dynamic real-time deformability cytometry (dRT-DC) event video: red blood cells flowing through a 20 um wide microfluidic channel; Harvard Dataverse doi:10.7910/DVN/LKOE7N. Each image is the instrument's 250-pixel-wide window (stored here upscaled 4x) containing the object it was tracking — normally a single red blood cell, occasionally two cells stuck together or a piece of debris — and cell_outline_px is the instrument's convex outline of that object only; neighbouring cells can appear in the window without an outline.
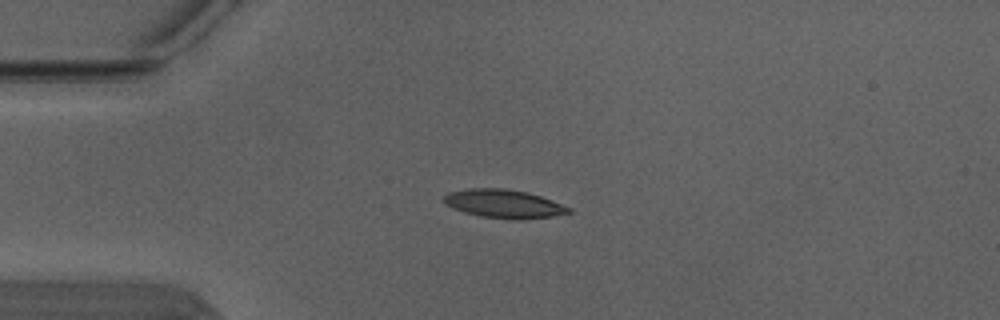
{"species": "Egyptian fruit bat (a non-hibernating species)", "species_latin": "Rousettus aegyptiacus", "temperature_condition": "warm", "stored_images_in_passage": 4, "camera_frame_rate_fps": 3000, "um_per_image_px": 0.085, "animal": {"sex": "male"}, "frame": {"image": 1, "passage_image": 2, "time_ms": 0.333, "image_size_px": [1000, 320], "cell_outline_px": [[572, 212], [552, 216], [520, 220], [480, 216], [464, 212], [452, 208], [444, 204], [440, 200], [448, 192], [468, 188], [504, 188], [528, 192], [552, 200], [572, 208]], "centroid_in_image_um": [42.79, 17.31], "position_along_channel_um": 42.2, "area_um2": 20.92}}
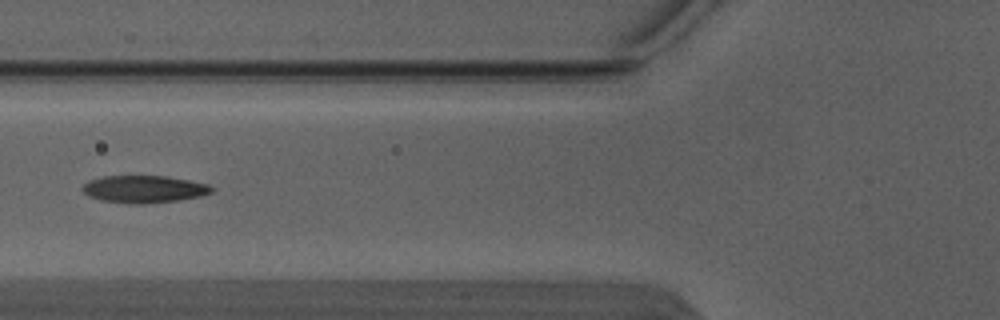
{"frame": {"image": 2, "passage_image": 4, "time_ms": 1.0, "image_size_px": [1000, 320], "cell_outline_px": [[216, 188], [212, 192], [200, 196], [176, 200], [140, 204], [132, 204], [100, 200], [88, 196], [80, 188], [88, 180], [104, 176], [168, 176], [208, 184]], "centroid_in_image_um": [12.22, 16.07], "position_along_channel_um": 113.6, "area_um2": 20.58}}